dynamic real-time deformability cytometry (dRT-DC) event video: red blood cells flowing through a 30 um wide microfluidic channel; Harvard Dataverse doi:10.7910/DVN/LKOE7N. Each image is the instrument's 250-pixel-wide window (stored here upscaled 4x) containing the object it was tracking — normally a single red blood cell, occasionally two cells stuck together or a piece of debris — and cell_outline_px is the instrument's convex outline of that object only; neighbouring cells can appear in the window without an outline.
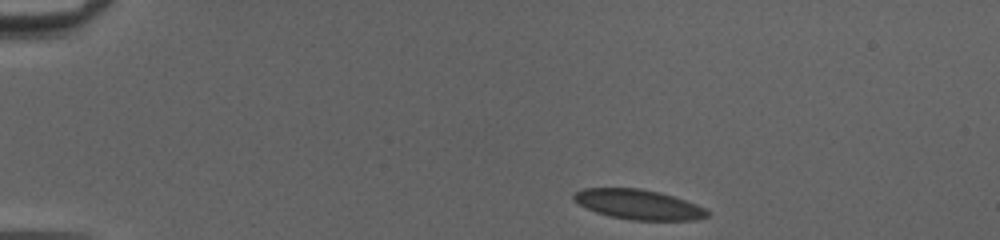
{"species": "common noctule bat (a hibernating species)", "species_latin": "Nyctalus noctula", "temperature_condition": "cold", "stored_images_in_passage": 44, "camera_frame_rate_fps": 3000, "um_per_image_px": 0.085, "animal": {"sex": "female", "body_mass_g": 20.0, "forearm_length_mm": 54.0}, "frame": {"image": 1, "passage_image": 1, "time_ms": 0.0, "image_size_px": [1000, 240], "cell_outline_px": [[708, 216], [692, 220], [632, 220], [612, 216], [596, 212], [580, 204], [572, 196], [576, 192], [584, 188], [636, 188], [656, 192], [672, 196], [696, 204], [704, 208], [708, 212]], "centroid_in_image_um": [54.27, 17.38], "position_along_channel_um": 30.7, "area_um2": 22.66}}
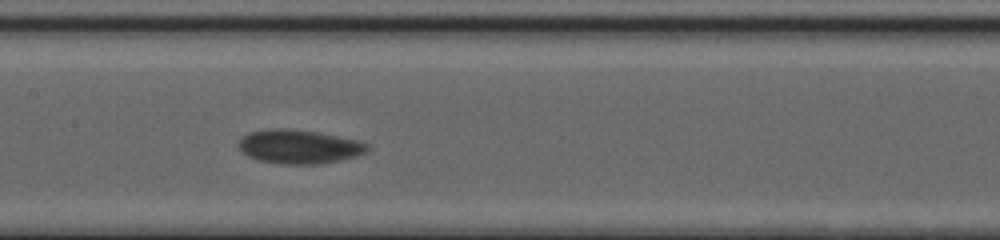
{"frame": {"image": 2, "passage_image": 19, "time_ms": 6.0, "image_size_px": [1000, 240], "cell_outline_px": [[368, 148], [364, 152], [352, 156], [336, 160], [316, 164], [284, 164], [260, 160], [248, 156], [240, 148], [240, 140], [248, 132], [276, 128], [280, 128], [316, 132], [356, 140], [364, 144]], "centroid_in_image_um": [25.35, 12.46], "position_along_channel_um": 182.0, "area_um2": 24.45}}
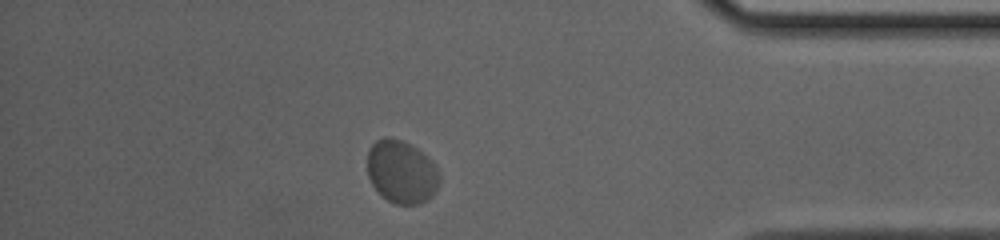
{"frame": {"image": 3, "passage_image": 38, "time_ms": 12.333, "image_size_px": [1000, 240], "cell_outline_px": [[440, 180], [432, 196], [420, 204], [396, 204], [388, 200], [372, 184], [368, 176], [368, 152], [372, 144], [376, 140], [384, 136], [400, 140], [416, 148], [436, 168], [440, 176]], "centroid_in_image_um": [34.11, 14.61], "position_along_channel_um": 401.1, "area_um2": 25.89}, "authors_computed_cell_mechanics": {"area_um2": 24.3627, "velocity_mm_per_s": 3.8997, "shape_relaxation_time_tau1_ms": 9.9641, "shape_relaxation_time_tau2_ms": null, "deformation_change_tau1": 0.1576, "deformation_change_tau2": null}}